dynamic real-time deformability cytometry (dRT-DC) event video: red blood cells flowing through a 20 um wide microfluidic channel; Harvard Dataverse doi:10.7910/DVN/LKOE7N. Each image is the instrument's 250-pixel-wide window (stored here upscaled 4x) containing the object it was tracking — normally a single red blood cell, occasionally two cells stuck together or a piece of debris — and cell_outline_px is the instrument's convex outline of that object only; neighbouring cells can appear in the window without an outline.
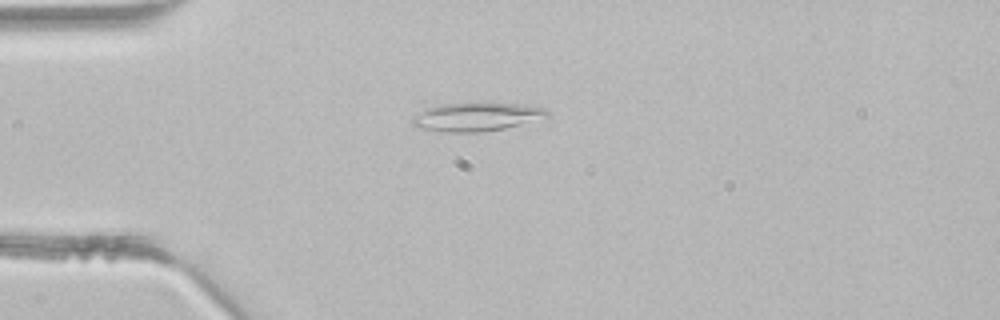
{"species": "common noctule bat (a hibernating species)", "species_latin": "Nyctalus noctula", "temperature_condition": "room temperature", "stored_images_in_passage": 1, "camera_frame_rate_fps": 3000, "um_per_image_px": 0.085, "animal": {"sex": "male", "body_mass_g": 21.5, "forearm_length_mm": 52.0}, "frame": {"image": 1, "passage_image": 1, "time_ms": 0.0, "image_size_px": [1000, 320], "cell_outline_px": [[552, 116], [504, 128], [484, 132], [444, 132], [412, 128], [412, 116], [424, 108], [444, 104], [516, 104], [544, 108], [552, 112]], "centroid_in_image_um": [40.45, 9.96], "position_along_channel_um": 44.6, "area_um2": 22.37}}